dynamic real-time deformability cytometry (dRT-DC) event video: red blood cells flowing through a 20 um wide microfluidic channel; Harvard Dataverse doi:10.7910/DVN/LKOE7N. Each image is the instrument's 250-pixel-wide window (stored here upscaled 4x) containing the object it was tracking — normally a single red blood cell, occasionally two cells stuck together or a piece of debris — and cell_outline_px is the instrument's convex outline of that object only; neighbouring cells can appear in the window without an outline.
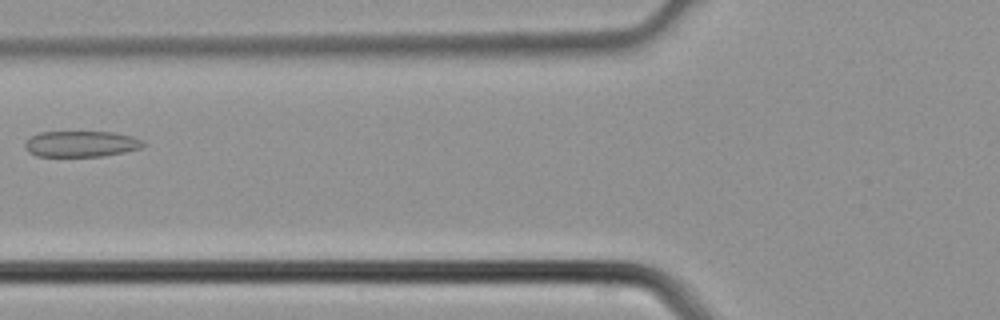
{"species": "common noctule bat (a hibernating species)", "species_latin": "Nyctalus noctula", "temperature_condition": "cold", "stored_images_in_passage": 4, "camera_frame_rate_fps": 3000, "um_per_image_px": 0.085, "animal": {"sex": "male", "body_mass_g": 21.5, "forearm_length_mm": 52.0}, "frame": {"image": 1, "passage_image": 4, "time_ms": 1.0, "image_size_px": [1000, 320], "cell_outline_px": [[148, 144], [144, 148], [124, 152], [100, 156], [36, 156], [28, 152], [24, 148], [24, 140], [40, 132], [112, 132], [132, 136], [144, 140]], "centroid_in_image_um": [6.92, 12.23], "position_along_channel_um": 118.9, "area_um2": 18.15}}